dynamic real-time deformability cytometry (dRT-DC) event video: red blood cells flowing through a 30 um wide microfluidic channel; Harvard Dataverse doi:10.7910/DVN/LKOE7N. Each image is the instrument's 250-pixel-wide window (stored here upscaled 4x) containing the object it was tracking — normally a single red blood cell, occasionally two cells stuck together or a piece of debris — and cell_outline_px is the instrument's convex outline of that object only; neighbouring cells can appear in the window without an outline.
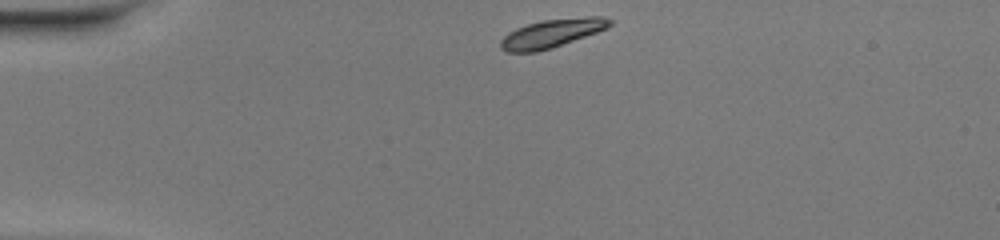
{"species": "common noctule bat (a hibernating species)", "species_latin": "Nyctalus noctula", "temperature_condition": "warm", "stored_images_in_passage": 39, "camera_frame_rate_fps": 3000, "um_per_image_px": 0.085, "animal": {"sex": "female", "body_mass_g": 20.0, "forearm_length_mm": 54.0}, "frame": {"image": 1, "passage_image": 1, "time_ms": 0.0, "image_size_px": [1000, 240], "cell_outline_px": [[612, 24], [608, 28], [552, 48], [536, 52], [504, 52], [500, 48], [500, 40], [508, 32], [516, 28], [528, 24], [544, 20], [588, 16], [604, 16], [612, 20]], "centroid_in_image_um": [46.9, 2.83], "position_along_channel_um": 38.1, "area_um2": 18.15}}
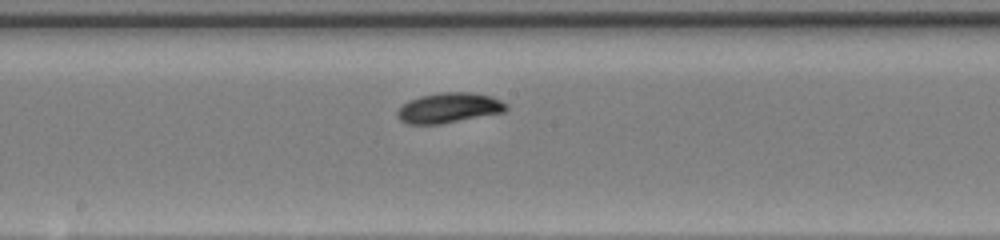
{"frame": {"image": 2, "passage_image": 17, "time_ms": 5.333, "image_size_px": [1000, 240], "cell_outline_px": [[508, 108], [504, 112], [440, 124], [408, 124], [400, 120], [396, 116], [396, 112], [408, 100], [420, 96], [440, 92], [472, 92], [492, 96], [508, 104]], "centroid_in_image_um": [38.16, 9.16], "position_along_channel_um": 210.0, "area_um2": 19.19}}
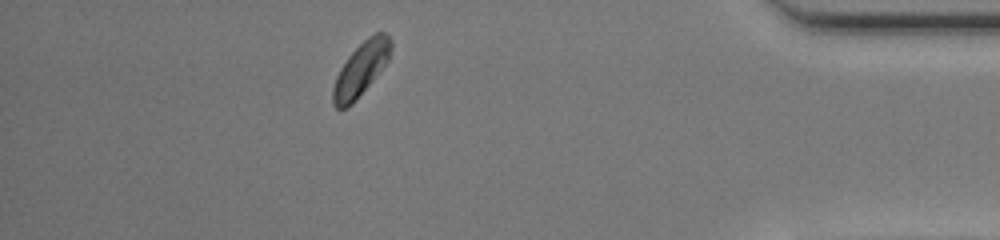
{"frame": {"image": 3, "passage_image": 34, "time_ms": 11.0, "image_size_px": [1000, 240], "cell_outline_px": [[392, 48], [388, 60], [356, 100], [348, 108], [336, 108], [332, 104], [332, 88], [336, 76], [340, 68], [348, 56], [368, 36], [376, 32], [384, 32], [392, 40]], "centroid_in_image_um": [30.66, 5.88], "position_along_channel_um": 404.5, "area_um2": 17.92}, "authors_computed_cell_mechanics": {"area_um2": 18.2648, "velocity_mm_per_s": 4.1358, "shape_relaxation_time_tau1_ms": 1.4709, "shape_relaxation_time_tau2_ms": null, "deformation_change_tau1": 0.1062, "deformation_change_tau2": null}}